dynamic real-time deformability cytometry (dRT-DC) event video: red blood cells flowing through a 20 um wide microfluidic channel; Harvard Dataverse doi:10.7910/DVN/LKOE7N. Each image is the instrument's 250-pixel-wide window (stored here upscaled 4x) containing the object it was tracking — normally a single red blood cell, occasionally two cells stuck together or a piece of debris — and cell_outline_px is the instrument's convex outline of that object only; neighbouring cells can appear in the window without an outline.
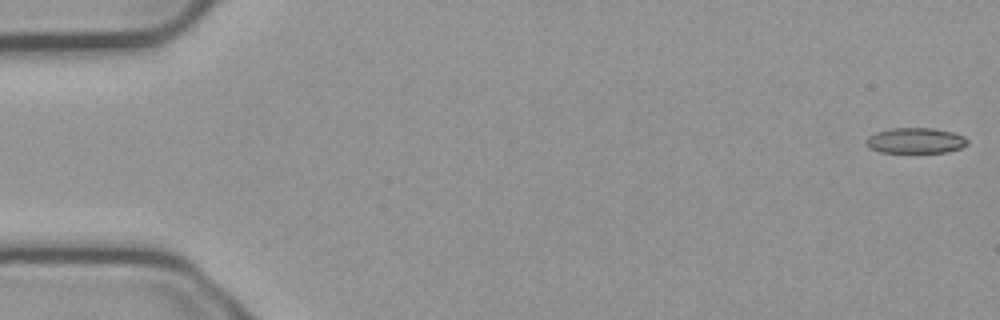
{"species": "common noctule bat (a hibernating species)", "species_latin": "Nyctalus noctula", "temperature_condition": "cold", "stored_images_in_passage": 52, "camera_frame_rate_fps": 3000, "um_per_image_px": 0.085, "animal": {"sex": "male", "body_mass_g": 23.1, "forearm_length_mm": 52.7}, "frame": {"image": 1, "passage_image": 1, "time_ms": 0.0, "image_size_px": [1000, 320], "cell_outline_px": [[968, 144], [960, 148], [948, 152], [880, 152], [872, 148], [864, 140], [868, 136], [876, 132], [892, 128], [932, 128], [952, 132], [964, 136], [968, 140]], "centroid_in_image_um": [77.84, 11.94], "position_along_channel_um": 7.2, "area_um2": 14.97}}
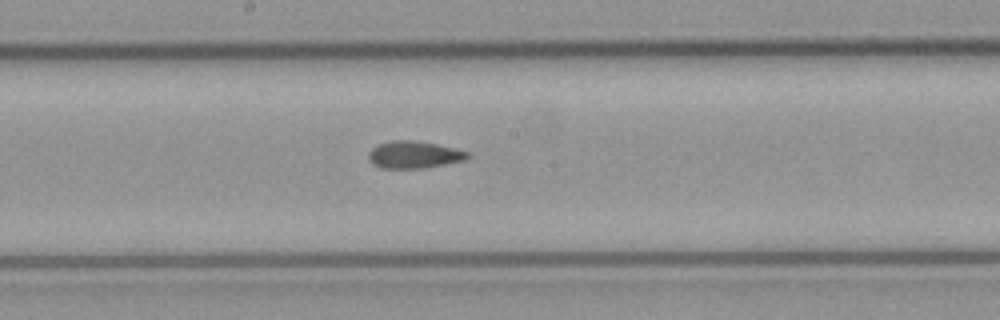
{"frame": {"image": 2, "passage_image": 29, "time_ms": 9.333, "image_size_px": [1000, 320], "cell_outline_px": [[468, 156], [464, 160], [424, 168], [380, 168], [372, 164], [368, 160], [368, 152], [372, 148], [380, 144], [392, 140], [416, 140], [436, 144], [468, 152]], "centroid_in_image_um": [35.12, 13.15], "position_along_channel_um": 213.1, "area_um2": 15.55}}
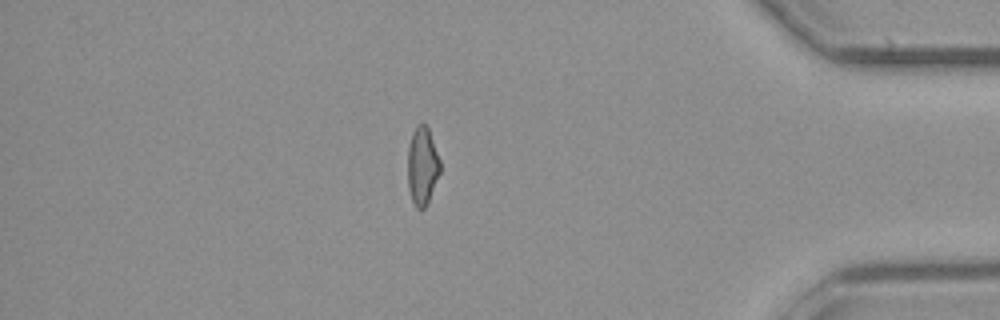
{"frame": {"image": 3, "passage_image": 47, "time_ms": 15.333, "image_size_px": [1000, 320], "cell_outline_px": [[440, 172], [428, 200], [424, 208], [416, 208], [412, 200], [408, 188], [408, 148], [412, 132], [416, 124], [424, 124], [428, 128], [440, 160]], "centroid_in_image_um": [35.88, 14.08], "position_along_channel_um": 399.3, "area_um2": 14.51}, "authors_computed_cell_mechanics": {"area_um2": 15.5482, "velocity_mm_per_s": 3.7681, "shape_relaxation_time_tau1_ms": null, "shape_relaxation_time_tau2_ms": 3.049, "deformation_change_tau1": null, "deformation_change_tau2": 0.1003}}